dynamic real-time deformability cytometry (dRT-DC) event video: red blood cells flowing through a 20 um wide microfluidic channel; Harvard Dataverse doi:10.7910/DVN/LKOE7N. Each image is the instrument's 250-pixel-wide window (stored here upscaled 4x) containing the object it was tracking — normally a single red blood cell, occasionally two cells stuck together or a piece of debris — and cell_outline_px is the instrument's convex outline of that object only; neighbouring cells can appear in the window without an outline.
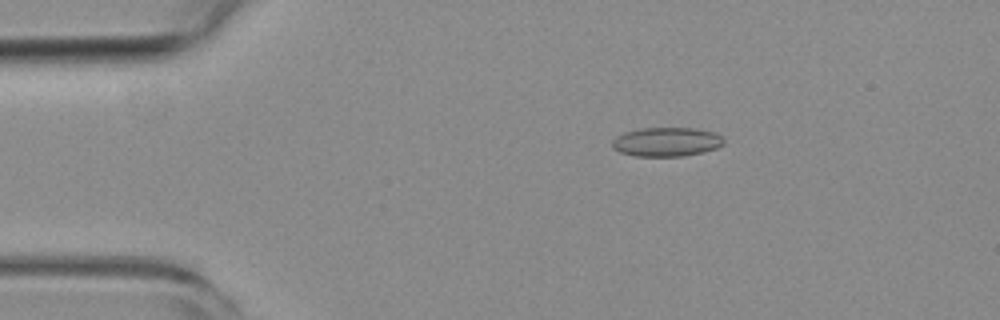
{"species": "common noctule bat (a hibernating species)", "species_latin": "Nyctalus noctula", "temperature_condition": "room temperature", "stored_images_in_passage": 35, "camera_frame_rate_fps": 3000, "um_per_image_px": 0.085, "animal": {"sex": "female", "body_mass_g": 19.3, "forearm_length_mm": 54.1}, "frame": {"image": 1, "passage_image": 1, "time_ms": 0.0, "image_size_px": [1000, 320], "cell_outline_px": [[724, 144], [716, 148], [704, 152], [684, 156], [636, 156], [620, 152], [612, 148], [612, 140], [616, 136], [624, 132], [640, 128], [696, 128], [716, 132], [724, 140]], "centroid_in_image_um": [56.66, 12.05], "position_along_channel_um": 28.3, "area_um2": 19.07}}
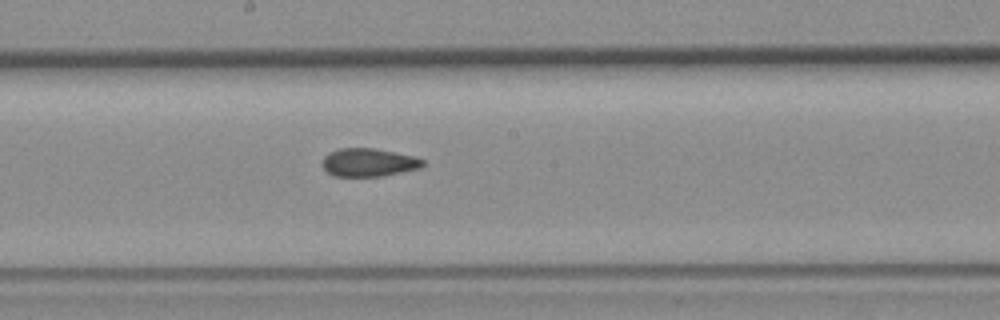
{"frame": {"image": 2, "passage_image": 20, "time_ms": 6.333, "image_size_px": [1000, 320], "cell_outline_px": [[424, 164], [420, 168], [384, 176], [332, 176], [324, 168], [324, 156], [340, 148], [372, 148], [416, 156], [424, 160]], "centroid_in_image_um": [31.38, 13.81], "position_along_channel_um": 216.8, "area_um2": 16.36}}
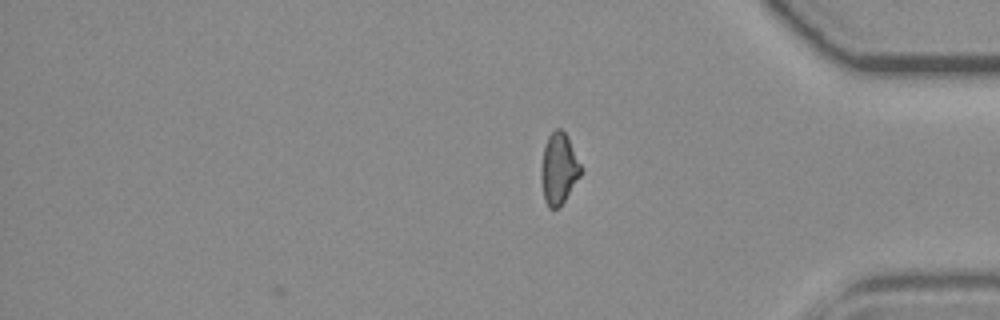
{"frame": {"image": 3, "passage_image": 35, "time_ms": 11.333, "image_size_px": [1000, 320], "cell_outline_px": [[584, 168], [580, 176], [564, 200], [556, 208], [548, 208], [544, 200], [540, 176], [540, 168], [544, 148], [548, 136], [556, 128], [560, 128], [564, 132]], "centroid_in_image_um": [47.49, 14.34], "position_along_channel_um": 387.7, "area_um2": 16.42}, "authors_computed_cell_mechanics": {"area_um2": 17.1666, "velocity_mm_per_s": 3.8281, "shape_relaxation_time_tau1_ms": null, "shape_relaxation_time_tau2_ms": 2.8243, "deformation_change_tau1": null, "deformation_change_tau2": 0.0934}}